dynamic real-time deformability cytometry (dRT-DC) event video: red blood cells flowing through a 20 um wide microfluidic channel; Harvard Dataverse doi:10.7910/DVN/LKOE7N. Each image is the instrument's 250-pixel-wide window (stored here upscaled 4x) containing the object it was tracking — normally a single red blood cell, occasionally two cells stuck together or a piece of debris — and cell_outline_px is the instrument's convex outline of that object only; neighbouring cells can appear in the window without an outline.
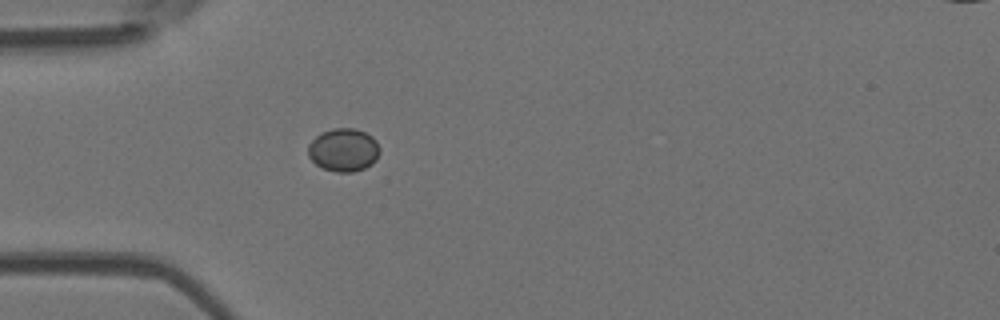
{"species": "Egyptian fruit bat (a non-hibernating species)", "species_latin": "Rousettus aegyptiacus", "temperature_condition": "room temperature", "stored_images_in_passage": 31, "camera_frame_rate_fps": 3000, "um_per_image_px": 0.085, "animal": {"sex": "female"}, "frame": {"image": 1, "passage_image": 1, "time_ms": 0.0, "image_size_px": [1000, 320], "cell_outline_px": [[380, 152], [376, 160], [372, 164], [364, 168], [352, 172], [336, 172], [324, 168], [316, 164], [308, 156], [308, 144], [320, 132], [332, 128], [356, 128], [372, 136], [376, 140], [380, 148]], "centroid_in_image_um": [29.21, 12.73], "position_along_channel_um": 55.8, "area_um2": 18.15}}
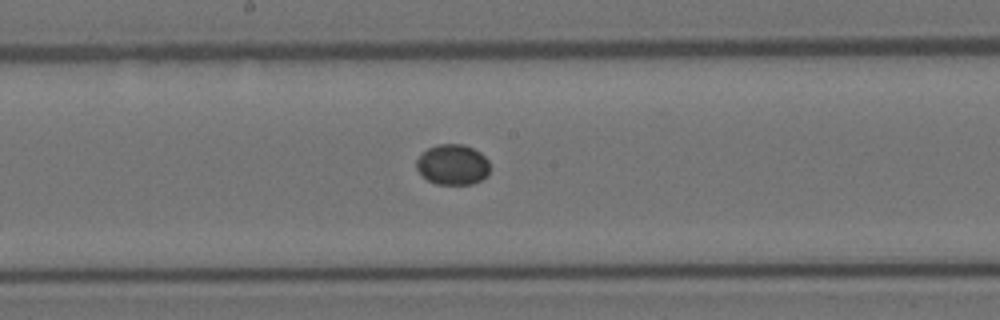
{"frame": {"image": 2, "passage_image": 13, "time_ms": 4.0, "image_size_px": [1000, 320], "cell_outline_px": [[492, 168], [488, 176], [472, 184], [436, 184], [428, 180], [416, 168], [416, 160], [428, 148], [436, 144], [464, 144], [480, 152], [488, 160]], "centroid_in_image_um": [38.52, 13.99], "position_along_channel_um": 209.7, "area_um2": 17.46}}
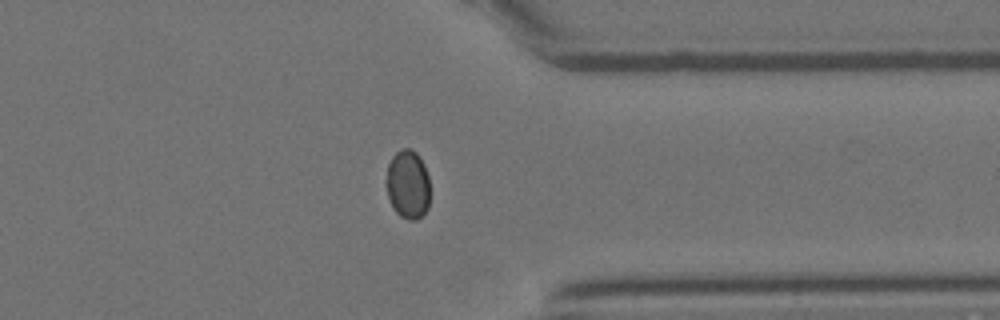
{"frame": {"image": 3, "passage_image": 26, "time_ms": 8.333, "image_size_px": [1000, 320], "cell_outline_px": [[428, 208], [416, 220], [408, 220], [400, 216], [392, 208], [384, 184], [388, 164], [392, 156], [400, 148], [412, 148], [420, 156], [424, 164], [428, 176]], "centroid_in_image_um": [34.63, 15.65], "position_along_channel_um": 376.8, "area_um2": 17.86}}